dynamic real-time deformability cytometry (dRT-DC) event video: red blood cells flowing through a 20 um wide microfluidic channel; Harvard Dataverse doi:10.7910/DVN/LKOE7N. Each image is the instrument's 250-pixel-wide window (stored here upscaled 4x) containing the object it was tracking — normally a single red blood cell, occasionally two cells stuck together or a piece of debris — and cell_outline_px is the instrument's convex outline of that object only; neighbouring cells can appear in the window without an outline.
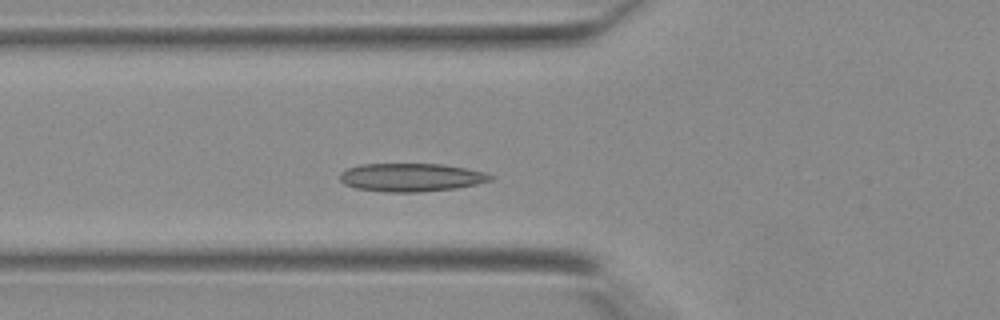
{"species": "Egyptian fruit bat (a non-hibernating species)", "species_latin": "Rousettus aegyptiacus", "temperature_condition": "warm", "stored_images_in_passage": 34, "camera_frame_rate_fps": 3000, "um_per_image_px": 0.085, "animal": {"sex": "female"}, "frame": {"image": 1, "passage_image": 7, "time_ms": 2.0, "image_size_px": [1000, 320], "cell_outline_px": [[492, 180], [476, 184], [456, 188], [420, 192], [388, 192], [356, 188], [344, 184], [340, 180], [340, 172], [348, 168], [364, 164], [444, 164], [484, 172], [492, 176]], "centroid_in_image_um": [34.93, 15.08], "position_along_channel_um": 90.9, "area_um2": 24.62}}
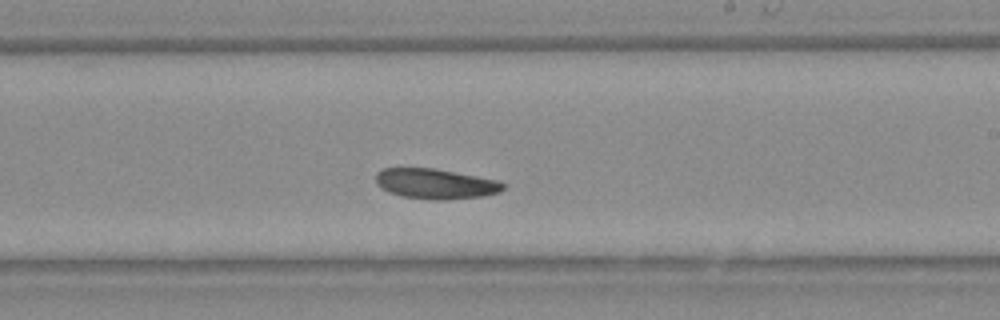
{"frame": {"image": 2, "passage_image": 17, "time_ms": 5.333, "image_size_px": [1000, 320], "cell_outline_px": [[504, 188], [500, 192], [484, 196], [448, 200], [428, 200], [400, 196], [388, 192], [376, 184], [376, 172], [384, 168], [432, 168], [476, 176], [496, 180], [504, 184]], "centroid_in_image_um": [36.99, 15.64], "position_along_channel_um": 252.0, "area_um2": 22.48}}
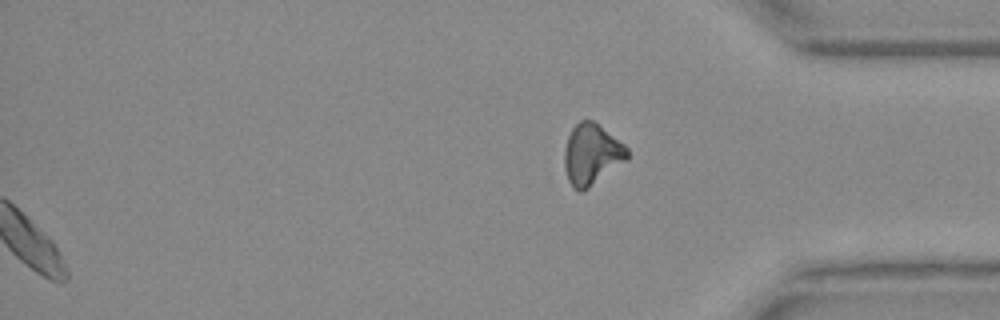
{"frame": {"image": 3, "passage_image": 34, "time_ms": 11.0, "image_size_px": [1000, 320], "cell_outline_px": [[628, 156], [624, 160], [588, 188], [580, 192], [568, 180], [564, 168], [564, 148], [568, 136], [572, 128], [580, 120], [592, 120], [624, 144], [628, 148]], "centroid_in_image_um": [50.24, 13.09], "position_along_channel_um": 385.0, "area_um2": 21.73}}